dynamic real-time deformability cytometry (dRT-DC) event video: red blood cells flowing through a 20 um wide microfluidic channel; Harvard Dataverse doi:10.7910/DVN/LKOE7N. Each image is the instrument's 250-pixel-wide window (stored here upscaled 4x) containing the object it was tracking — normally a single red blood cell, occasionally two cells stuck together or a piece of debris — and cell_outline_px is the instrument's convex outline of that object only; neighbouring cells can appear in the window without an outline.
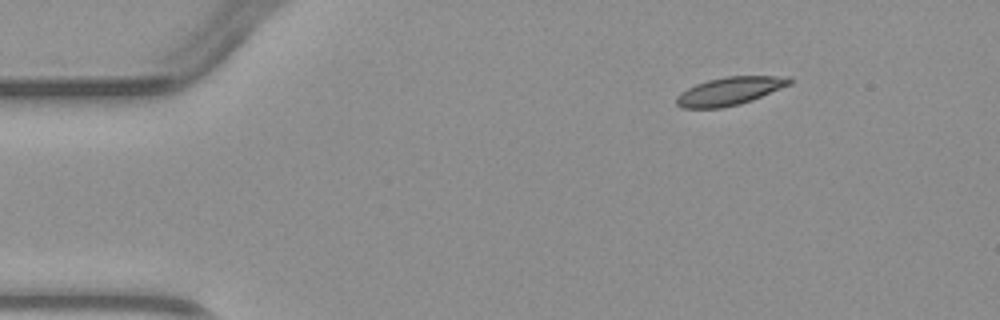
{"species": "common noctule bat (a hibernating species)", "species_latin": "Nyctalus noctula", "temperature_condition": "warm", "stored_images_in_passage": 5, "segment_of_instrument_passage": [2, 2], "camera_frame_rate_fps": 3000, "um_per_image_px": 0.085, "animal": {"sex": "male", "body_mass_g": 23.1, "forearm_length_mm": 52.7}, "frame": {"image": 1, "passage_image": 5, "time_ms": 5.0, "image_size_px": [1000, 320], "cell_outline_px": [[792, 84], [752, 100], [740, 104], [720, 108], [680, 108], [676, 104], [676, 96], [680, 92], [696, 84], [708, 80], [728, 76], [792, 76]], "centroid_in_image_um": [62.04, 7.74], "position_along_channel_um": 23.0, "area_um2": 18.61}}